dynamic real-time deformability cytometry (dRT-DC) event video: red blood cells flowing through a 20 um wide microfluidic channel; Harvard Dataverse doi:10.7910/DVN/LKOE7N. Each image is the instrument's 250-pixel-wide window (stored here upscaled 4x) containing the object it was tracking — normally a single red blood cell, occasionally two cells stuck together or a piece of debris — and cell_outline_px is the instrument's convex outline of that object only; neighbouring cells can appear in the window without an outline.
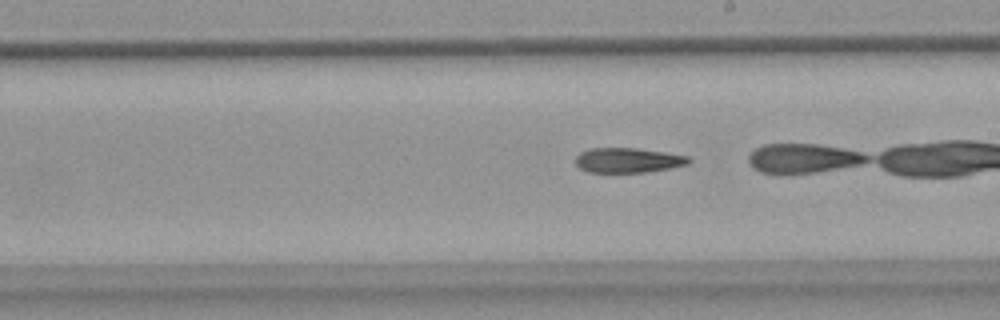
{"species": "common noctule bat (a hibernating species)", "species_latin": "Nyctalus noctula", "temperature_condition": "warm", "stored_images_in_passage": 38, "camera_frame_rate_fps": 3000, "um_per_image_px": 0.085, "animal": {"sex": "female", "body_mass_g": 18.4}, "frame": {"image": 1, "passage_image": 27, "time_ms": 8.667, "image_size_px": [1000, 320], "cell_outline_px": [[692, 160], [688, 164], [668, 168], [644, 172], [588, 172], [580, 168], [576, 164], [576, 156], [580, 152], [592, 148], [636, 148], [664, 152], [688, 156]], "centroid_in_image_um": [53.37, 13.61], "position_along_channel_um": 235.6, "area_um2": 16.24}}